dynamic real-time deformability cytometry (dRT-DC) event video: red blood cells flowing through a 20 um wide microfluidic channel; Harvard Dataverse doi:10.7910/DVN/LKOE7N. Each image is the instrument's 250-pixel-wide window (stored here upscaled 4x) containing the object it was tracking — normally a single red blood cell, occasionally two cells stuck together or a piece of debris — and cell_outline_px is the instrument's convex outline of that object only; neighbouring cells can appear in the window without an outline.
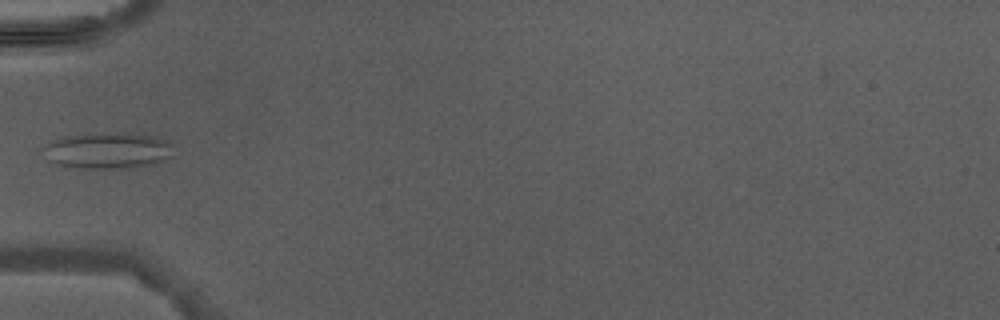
{"species": "Egyptian fruit bat (a non-hibernating species)", "species_latin": "Rousettus aegyptiacus", "temperature_condition": "warm", "stored_images_in_passage": 4, "camera_frame_rate_fps": 3000, "um_per_image_px": 0.085, "animal": {"sex": "male"}, "frame": {"image": 1, "passage_image": 4, "time_ms": 4.333, "image_size_px": [1000, 320], "cell_outline_px": [[172, 156], [152, 164], [132, 168], [64, 168], [52, 164], [48, 160], [40, 148], [44, 144], [52, 140], [72, 136], [156, 136], [172, 144]], "centroid_in_image_um": [9.06, 12.88], "position_along_channel_um": 75.9, "area_um2": 26.53}}